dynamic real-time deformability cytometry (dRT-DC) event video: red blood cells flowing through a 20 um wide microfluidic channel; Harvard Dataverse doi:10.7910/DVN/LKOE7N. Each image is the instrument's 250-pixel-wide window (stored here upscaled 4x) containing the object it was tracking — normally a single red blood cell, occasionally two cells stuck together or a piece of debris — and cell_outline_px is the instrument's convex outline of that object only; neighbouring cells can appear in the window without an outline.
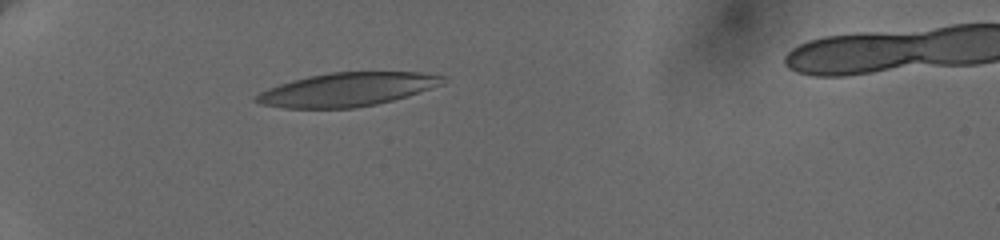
{"species": "human", "species_latin": "Homo sapiens", "temperature_condition": "cold", "stored_images_in_passage": 3, "camera_frame_rate_fps": 3000, "um_per_image_px": 0.085, "donor": {"sex": "female"}, "frame": {"image": 1, "passage_image": 1, "time_ms": 0.0, "image_size_px": [1000, 240], "cell_outline_px": [[444, 84], [408, 96], [376, 104], [352, 108], [284, 108], [260, 104], [252, 100], [252, 96], [268, 88], [292, 80], [308, 76], [332, 72], [420, 72], [444, 76]], "centroid_in_image_um": [29.48, 7.61], "position_along_channel_um": 55.5, "area_um2": 36.59}}
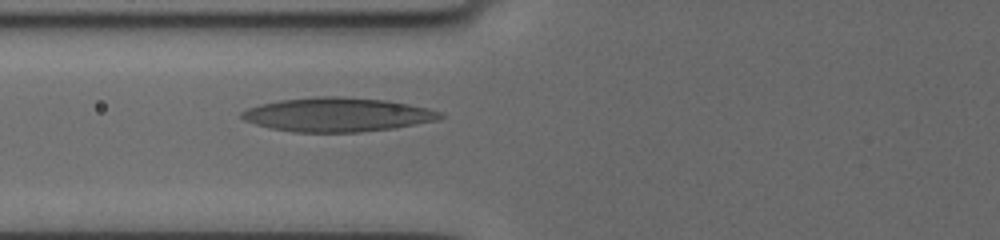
{"frame": {"image": 2, "passage_image": 3, "time_ms": 2.0, "image_size_px": [1000, 240], "cell_outline_px": [[444, 116], [436, 120], [392, 128], [356, 132], [296, 132], [272, 128], [256, 124], [244, 120], [240, 116], [240, 112], [248, 108], [260, 104], [280, 100], [316, 96], [340, 96], [384, 100], [408, 104], [428, 108], [444, 112]], "centroid_in_image_um": [28.66, 9.73], "position_along_channel_um": 97.1, "area_um2": 39.07}}